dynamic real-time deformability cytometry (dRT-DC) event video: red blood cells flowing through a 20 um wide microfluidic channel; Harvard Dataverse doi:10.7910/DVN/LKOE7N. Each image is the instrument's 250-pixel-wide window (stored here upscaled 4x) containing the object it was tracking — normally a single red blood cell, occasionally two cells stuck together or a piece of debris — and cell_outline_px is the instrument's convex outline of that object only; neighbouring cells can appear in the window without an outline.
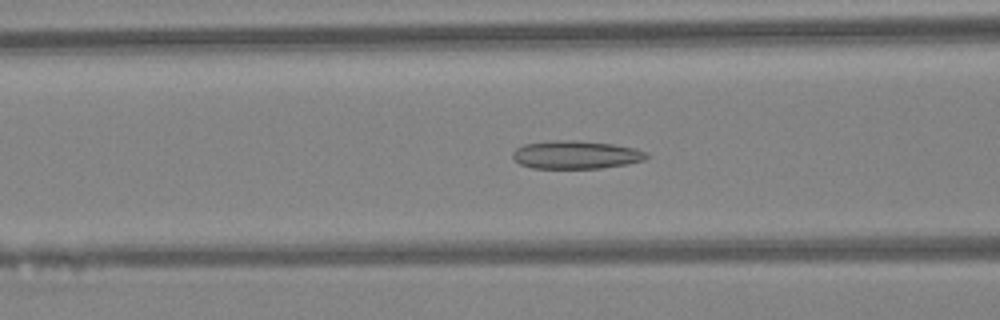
{"species": "Egyptian fruit bat (a non-hibernating species)", "species_latin": "Rousettus aegyptiacus", "temperature_condition": "warm", "stored_images_in_passage": 44, "camera_frame_rate_fps": 3000, "um_per_image_px": 0.085, "animal": {"sex": "female"}, "frame": {"image": 1, "passage_image": 18, "time_ms": 5.667, "image_size_px": [1000, 320], "cell_outline_px": [[648, 156], [644, 160], [628, 164], [600, 168], [532, 168], [520, 164], [512, 156], [512, 152], [516, 148], [524, 144], [552, 140], [576, 140], [612, 144], [636, 148], [648, 152]], "centroid_in_image_um": [48.96, 13.15], "position_along_channel_um": 117.6, "area_um2": 22.02}}
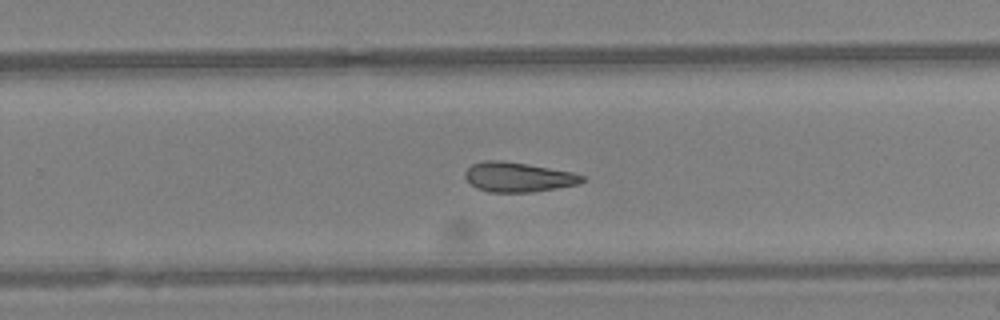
{"frame": {"image": 2, "passage_image": 29, "time_ms": 9.333, "image_size_px": [1000, 320], "cell_outline_px": [[584, 180], [580, 184], [532, 192], [488, 192], [476, 188], [464, 176], [464, 172], [472, 164], [484, 160], [500, 160], [528, 164], [572, 172], [584, 176]], "centroid_in_image_um": [44.03, 15.05], "position_along_channel_um": 285.8, "area_um2": 20.23}}
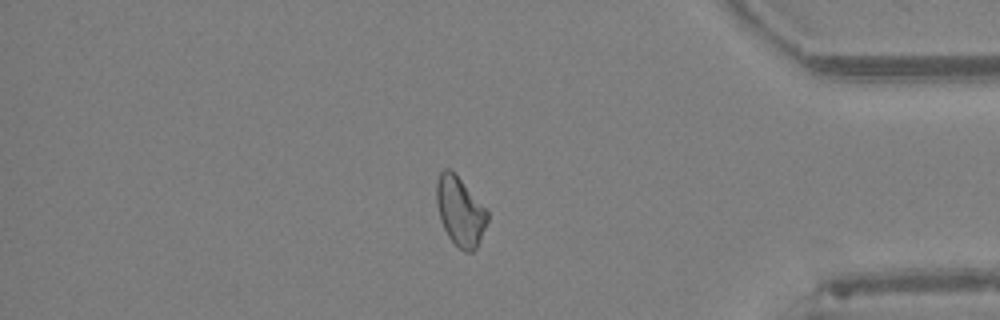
{"frame": {"image": 3, "passage_image": 38, "time_ms": 12.333, "image_size_px": [1000, 320], "cell_outline_px": [[488, 220], [480, 240], [476, 248], [472, 252], [464, 252], [448, 236], [440, 220], [436, 200], [436, 184], [440, 172], [444, 168], [448, 168], [460, 180], [488, 212]], "centroid_in_image_um": [39.09, 17.99], "position_along_channel_um": 396.1, "area_um2": 19.94}, "authors_computed_cell_mechanics": {"area_um2": 21.0681, "velocity_mm_per_s": 4.6048, "shape_relaxation_time_tau1_ms": null, "shape_relaxation_time_tau2_ms": 5.6335, "deformation_change_tau1": null, "deformation_change_tau2": 0.1569}}